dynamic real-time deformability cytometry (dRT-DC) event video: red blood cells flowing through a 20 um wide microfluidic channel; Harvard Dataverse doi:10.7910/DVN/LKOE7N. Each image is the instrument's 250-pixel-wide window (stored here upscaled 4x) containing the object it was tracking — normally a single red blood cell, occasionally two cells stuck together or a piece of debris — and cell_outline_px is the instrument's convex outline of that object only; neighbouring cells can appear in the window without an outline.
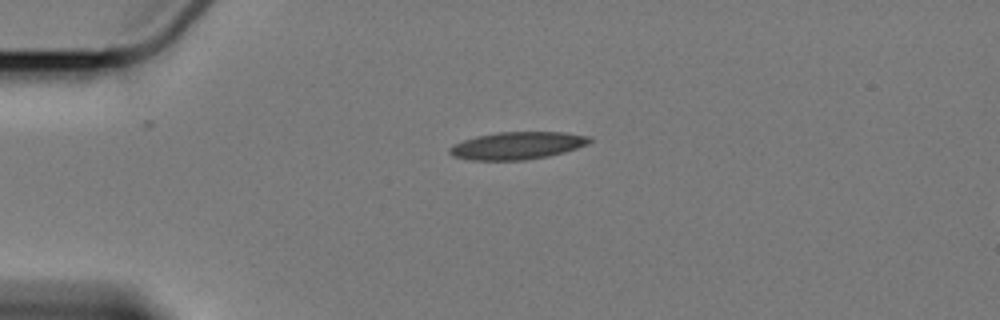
{"species": "Egyptian fruit bat (a non-hibernating species)", "species_latin": "Rousettus aegyptiacus", "temperature_condition": "cold", "stored_images_in_passage": 3, "segment_of_instrument_passage": [1, 2], "camera_frame_rate_fps": 3000, "um_per_image_px": 0.085, "animal": {"sex": "female"}, "frame": {"image": 1, "passage_image": 1, "time_ms": 0.0, "image_size_px": [1000, 320], "cell_outline_px": [[592, 140], [588, 144], [564, 152], [548, 156], [524, 160], [472, 160], [452, 156], [448, 152], [448, 148], [452, 144], [476, 136], [496, 132], [564, 132], [592, 136]], "centroid_in_image_um": [43.96, 12.37], "position_along_channel_um": 41.0, "area_um2": 22.54}}